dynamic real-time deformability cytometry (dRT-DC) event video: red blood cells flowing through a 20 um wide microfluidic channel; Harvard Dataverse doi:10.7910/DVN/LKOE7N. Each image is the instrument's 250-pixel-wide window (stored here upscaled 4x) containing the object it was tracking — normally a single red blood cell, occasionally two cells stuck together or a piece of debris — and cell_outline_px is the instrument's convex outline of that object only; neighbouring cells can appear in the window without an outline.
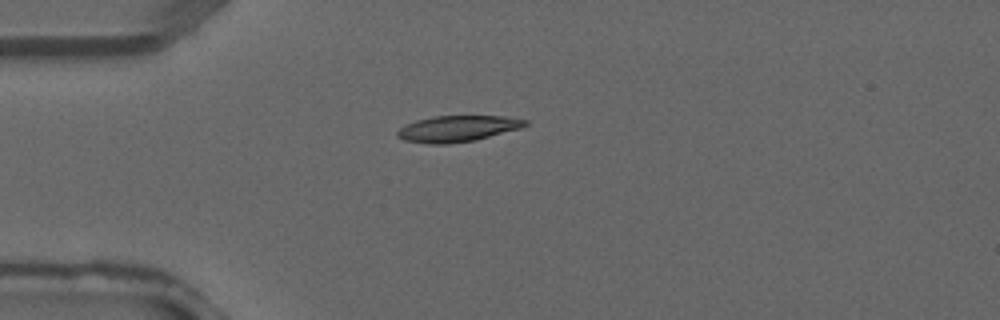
{"species": "common noctule bat (a hibernating species)", "species_latin": "Nyctalus noctula", "temperature_condition": "warm", "stored_images_in_passage": 2, "camera_frame_rate_fps": 3000, "um_per_image_px": 0.085, "animal": {"sex": "male", "forearm_length_mm": 52.5}, "frame": {"image": 1, "passage_image": 2, "time_ms": 0.333, "image_size_px": [1000, 320], "cell_outline_px": [[528, 124], [520, 128], [476, 140], [448, 144], [428, 144], [404, 140], [396, 136], [396, 132], [400, 128], [416, 120], [432, 116], [504, 116], [528, 120]], "centroid_in_image_um": [38.88, 10.94], "position_along_channel_um": 46.1, "area_um2": 19.48}}